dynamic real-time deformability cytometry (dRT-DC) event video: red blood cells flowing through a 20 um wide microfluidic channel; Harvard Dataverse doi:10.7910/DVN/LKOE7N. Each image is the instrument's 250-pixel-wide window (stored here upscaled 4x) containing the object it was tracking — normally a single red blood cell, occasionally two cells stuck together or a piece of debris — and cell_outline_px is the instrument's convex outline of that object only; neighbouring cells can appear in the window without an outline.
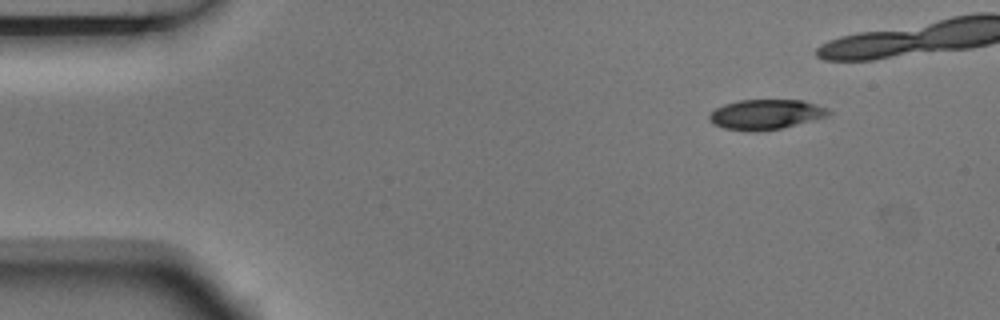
{"species": "Egyptian fruit bat (a non-hibernating species)", "species_latin": "Rousettus aegyptiacus", "temperature_condition": "room temperature", "stored_images_in_passage": 6, "camera_frame_rate_fps": 3000, "um_per_image_px": 0.085, "animal": {"sex": "male"}, "frame": {"image": 1, "passage_image": 6, "time_ms": 1.667, "image_size_px": [1000, 320], "cell_outline_px": [[832, 112], [828, 116], [780, 128], [756, 132], [748, 132], [724, 128], [708, 120], [708, 116], [716, 108], [724, 104], [740, 100], [804, 100], [828, 108]], "centroid_in_image_um": [65.1, 9.72], "position_along_channel_um": 19.9, "area_um2": 20.81}}